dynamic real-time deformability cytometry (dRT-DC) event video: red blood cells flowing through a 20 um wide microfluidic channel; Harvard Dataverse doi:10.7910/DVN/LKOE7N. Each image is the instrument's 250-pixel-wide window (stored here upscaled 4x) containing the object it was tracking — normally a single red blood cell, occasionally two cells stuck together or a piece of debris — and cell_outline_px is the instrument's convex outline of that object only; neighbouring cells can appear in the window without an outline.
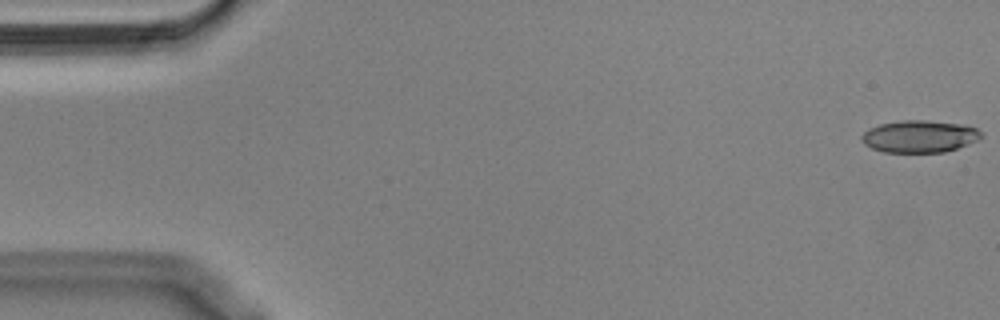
{"species": "Egyptian fruit bat (a non-hibernating species)", "species_latin": "Rousettus aegyptiacus", "temperature_condition": "cold", "stored_images_in_passage": 55, "camera_frame_rate_fps": 3000, "um_per_image_px": 0.085, "animal": {"sex": "male"}, "frame": {"image": 1, "passage_image": 1, "time_ms": 0.0, "image_size_px": [1000, 320], "cell_outline_px": [[984, 136], [968, 144], [944, 152], [884, 152], [872, 148], [864, 144], [860, 140], [860, 136], [868, 128], [880, 124], [900, 120], [924, 120], [960, 124], [976, 128]], "centroid_in_image_um": [78.11, 11.59], "position_along_channel_um": 6.9, "area_um2": 22.37}}
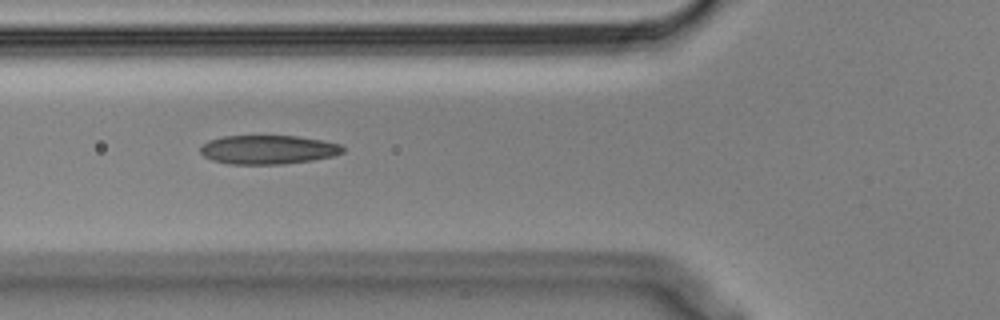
{"frame": {"image": 2, "passage_image": 20, "time_ms": 6.333, "image_size_px": [1000, 320], "cell_outline_px": [[344, 152], [332, 156], [312, 160], [280, 164], [228, 164], [212, 160], [204, 156], [200, 152], [200, 148], [208, 140], [224, 136], [296, 136], [320, 140], [340, 144], [344, 148]], "centroid_in_image_um": [22.76, 12.72], "position_along_channel_um": 103.0, "area_um2": 23.87}}
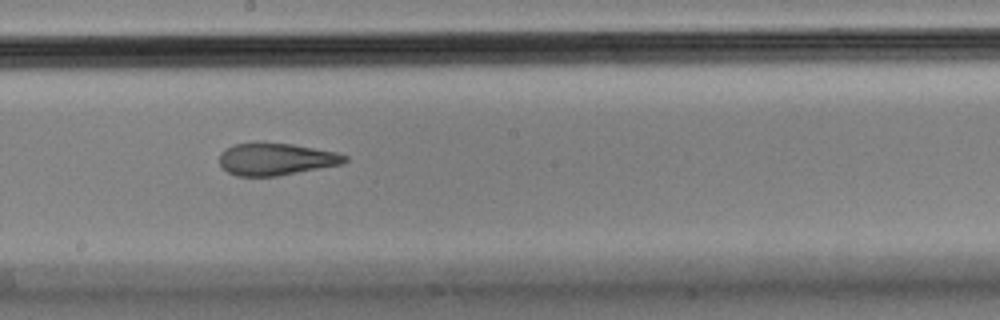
{"frame": {"image": 3, "passage_image": 30, "time_ms": 9.667, "image_size_px": [1000, 320], "cell_outline_px": [[348, 160], [340, 164], [276, 176], [236, 176], [228, 172], [220, 164], [220, 152], [224, 148], [236, 144], [292, 144], [336, 152], [348, 156]], "centroid_in_image_um": [23.44, 13.54], "position_along_channel_um": 224.8, "area_um2": 22.95}, "authors_computed_cell_mechanics": {"area_um2": 24.3916, "velocity_mm_per_s": 3.6365, "shape_relaxation_time_tau1_ms": null, "shape_relaxation_time_tau2_ms": 2.6291, "deformation_change_tau1": null, "deformation_change_tau2": 0.1143}}